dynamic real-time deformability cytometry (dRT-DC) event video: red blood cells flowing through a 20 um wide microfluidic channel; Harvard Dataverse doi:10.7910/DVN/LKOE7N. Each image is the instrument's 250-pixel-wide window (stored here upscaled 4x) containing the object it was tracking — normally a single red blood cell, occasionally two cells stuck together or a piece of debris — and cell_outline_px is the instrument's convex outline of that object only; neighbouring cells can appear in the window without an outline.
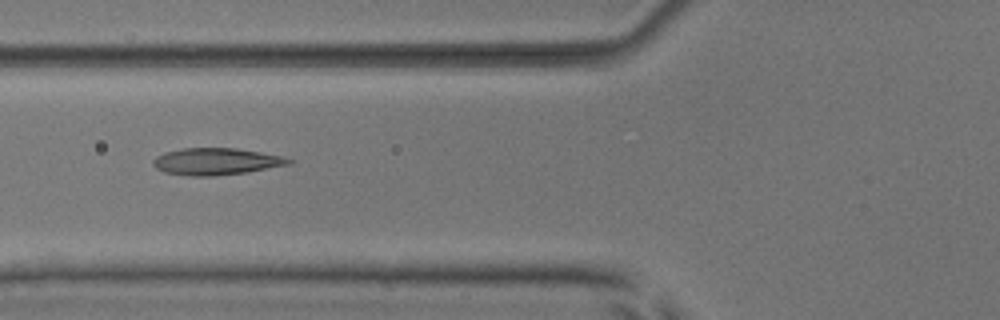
{"species": "common noctule bat (a hibernating species)", "species_latin": "Nyctalus noctula", "temperature_condition": "room temperature", "stored_images_in_passage": 6, "camera_frame_rate_fps": 3000, "um_per_image_px": 0.085, "animal": {"sex": "male", "body_mass_g": 17.9, "forearm_length_mm": 54.2}, "frame": {"image": 1, "passage_image": 5, "time_ms": 5.333, "image_size_px": [1000, 320], "cell_outline_px": [[292, 164], [248, 172], [212, 176], [192, 176], [164, 172], [156, 168], [152, 164], [152, 160], [156, 156], [164, 152], [184, 148], [236, 148], [260, 152], [280, 156], [292, 160]], "centroid_in_image_um": [18.35, 13.73], "position_along_channel_um": 107.5, "area_um2": 21.21}}
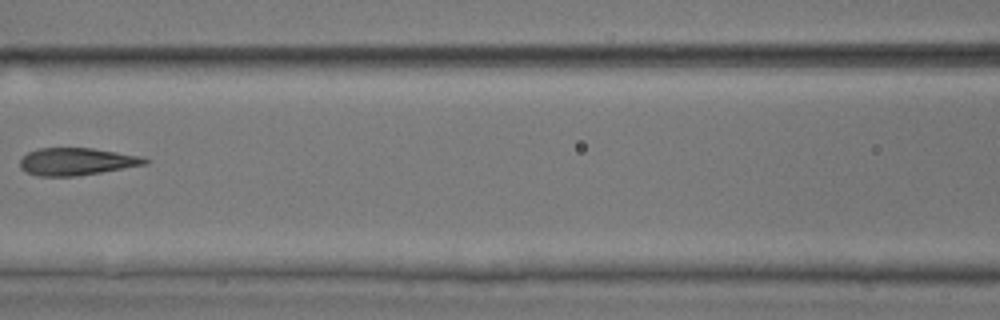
{"frame": {"image": 2, "passage_image": 6, "time_ms": 6.667, "image_size_px": [1000, 320], "cell_outline_px": [[148, 164], [76, 176], [36, 176], [24, 172], [20, 168], [20, 160], [28, 152], [36, 148], [92, 148], [140, 156], [148, 160]], "centroid_in_image_um": [6.45, 13.73], "position_along_channel_um": 160.1, "area_um2": 19.88}}